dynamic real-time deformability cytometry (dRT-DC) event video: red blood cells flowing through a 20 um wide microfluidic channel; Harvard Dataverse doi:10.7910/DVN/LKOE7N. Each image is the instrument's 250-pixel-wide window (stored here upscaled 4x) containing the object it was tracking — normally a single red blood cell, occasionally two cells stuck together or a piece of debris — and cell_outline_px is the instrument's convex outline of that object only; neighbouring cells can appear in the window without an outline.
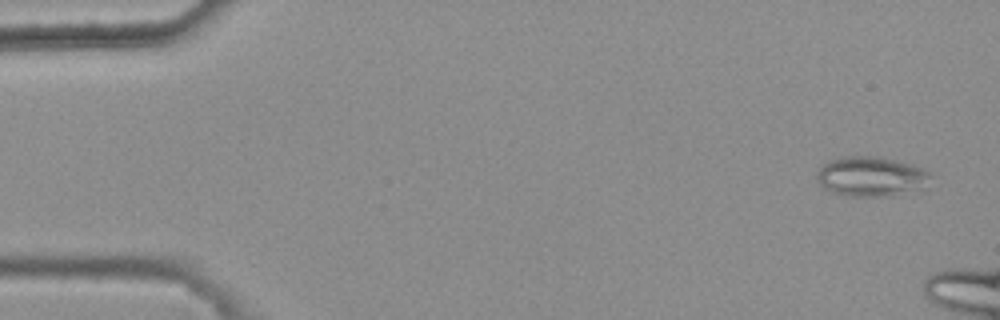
{"species": "common noctule bat (a hibernating species)", "species_latin": "Nyctalus noctula", "temperature_condition": "warm", "stored_images_in_passage": 12, "camera_frame_rate_fps": 3000, "um_per_image_px": 0.085, "animal": {"sex": "female", "body_mass_g": 25.1}, "frame": {"image": 1, "passage_image": 3, "time_ms": 0.667, "image_size_px": [1000, 320], "cell_outline_px": [[932, 176], [924, 188], [920, 192], [892, 196], [848, 196], [832, 192], [824, 188], [816, 180], [816, 172], [828, 160], [844, 156], [876, 156], [912, 164], [928, 172]], "centroid_in_image_um": [74.07, 15.02], "position_along_channel_um": 10.9, "area_um2": 26.82}}